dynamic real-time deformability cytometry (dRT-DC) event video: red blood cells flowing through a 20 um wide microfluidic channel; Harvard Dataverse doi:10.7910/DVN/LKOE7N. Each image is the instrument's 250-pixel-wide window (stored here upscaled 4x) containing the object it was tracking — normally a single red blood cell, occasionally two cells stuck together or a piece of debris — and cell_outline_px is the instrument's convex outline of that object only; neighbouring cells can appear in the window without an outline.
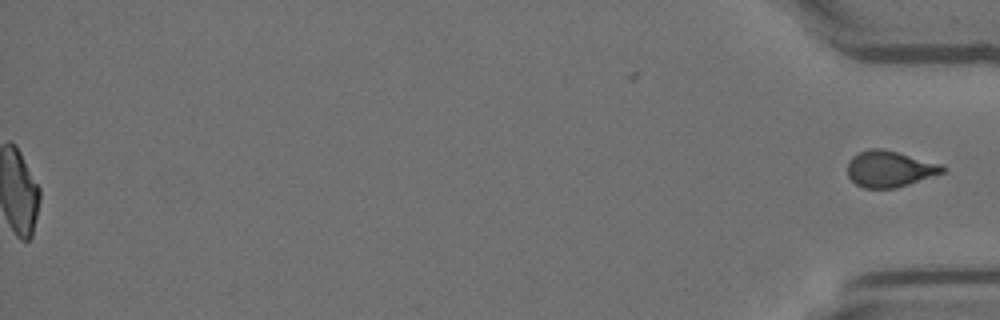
{"species": "Egyptian fruit bat (a non-hibernating species)", "species_latin": "Rousettus aegyptiacus", "temperature_condition": "room temperature", "stored_images_in_passage": 48, "segment_of_instrument_passage": [2, 2], "camera_frame_rate_fps": 3000, "um_per_image_px": 0.085, "animal": {"sex": "female"}, "frame": {"image": 1, "passage_image": 48, "time_ms": 15.667, "image_size_px": [1000, 320], "cell_outline_px": [[948, 168], [944, 172], [896, 188], [864, 188], [856, 184], [848, 176], [848, 160], [852, 156], [860, 152], [872, 148], [880, 148], [944, 164]], "centroid_in_image_um": [75.63, 14.35], "position_along_channel_um": 359.6, "area_um2": 20.0}}